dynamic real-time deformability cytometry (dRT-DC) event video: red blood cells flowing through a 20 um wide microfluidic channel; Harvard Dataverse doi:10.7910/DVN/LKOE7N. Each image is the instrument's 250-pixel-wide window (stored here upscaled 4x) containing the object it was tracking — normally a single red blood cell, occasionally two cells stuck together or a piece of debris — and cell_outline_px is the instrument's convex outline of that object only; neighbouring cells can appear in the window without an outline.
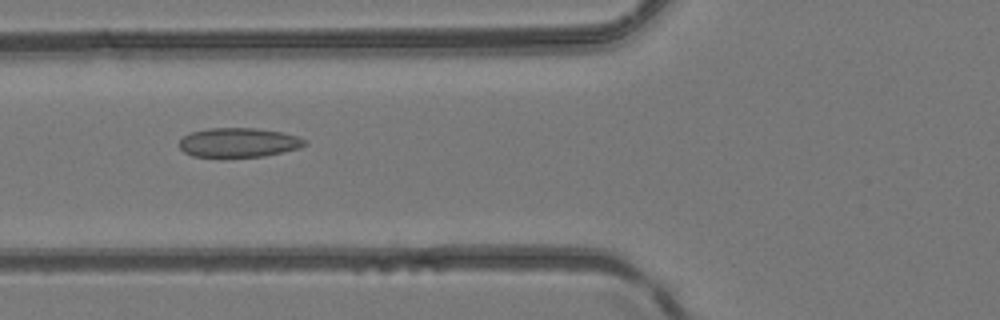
{"species": "common noctule bat (a hibernating species)", "species_latin": "Nyctalus noctula", "temperature_condition": "room temperature", "stored_images_in_passage": 42, "camera_frame_rate_fps": 3000, "um_per_image_px": 0.085, "animal": {"sex": "female", "body_mass_g": 24.6, "forearm_length_mm": 56.2}, "frame": {"image": 1, "passage_image": 12, "time_ms": 3.667, "image_size_px": [1000, 320], "cell_outline_px": [[308, 144], [300, 148], [264, 156], [220, 160], [192, 156], [184, 152], [180, 148], [180, 140], [188, 132], [208, 128], [256, 128], [280, 132], [296, 136], [308, 140]], "centroid_in_image_um": [20.24, 12.16], "position_along_channel_um": 105.6, "area_um2": 22.37}}
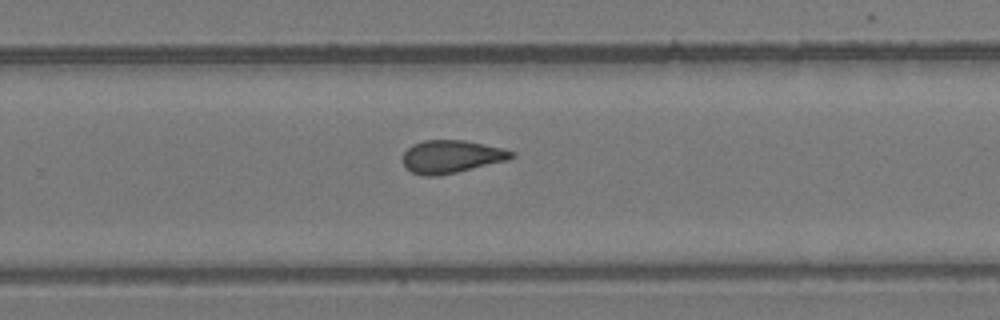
{"frame": {"image": 2, "passage_image": 25, "time_ms": 8.0, "image_size_px": [1000, 320], "cell_outline_px": [[516, 156], [508, 160], [440, 176], [424, 176], [412, 172], [404, 168], [404, 152], [412, 144], [424, 140], [464, 140], [504, 148], [516, 152]], "centroid_in_image_um": [38.39, 13.31], "position_along_channel_um": 291.4, "area_um2": 20.98}}
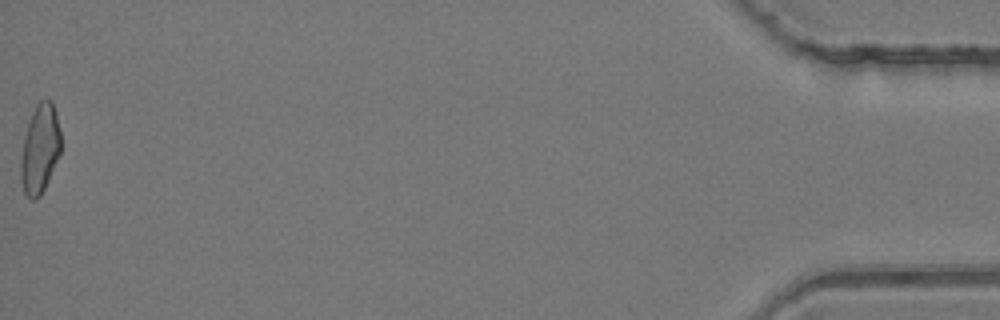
{"frame": {"image": 3, "passage_image": 42, "time_ms": 13.667, "image_size_px": [1000, 320], "cell_outline_px": [[60, 152], [48, 180], [40, 196], [36, 200], [28, 200], [24, 192], [20, 180], [20, 160], [24, 136], [28, 120], [36, 104], [40, 100], [52, 100], [56, 112], [60, 132]], "centroid_in_image_um": [3.36, 12.67], "position_along_channel_um": 431.8, "area_um2": 20.92}}